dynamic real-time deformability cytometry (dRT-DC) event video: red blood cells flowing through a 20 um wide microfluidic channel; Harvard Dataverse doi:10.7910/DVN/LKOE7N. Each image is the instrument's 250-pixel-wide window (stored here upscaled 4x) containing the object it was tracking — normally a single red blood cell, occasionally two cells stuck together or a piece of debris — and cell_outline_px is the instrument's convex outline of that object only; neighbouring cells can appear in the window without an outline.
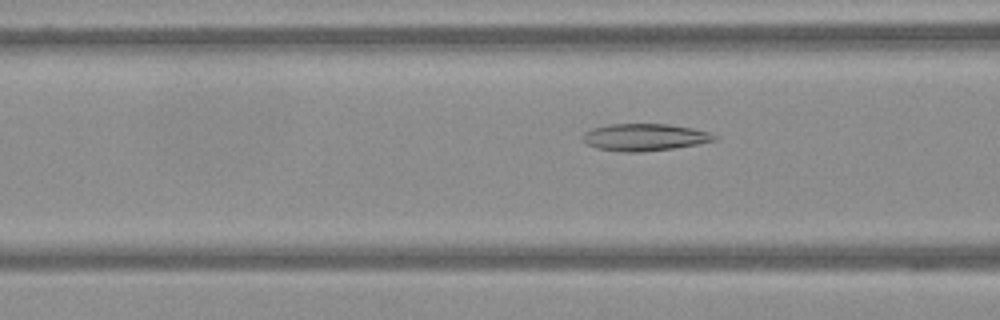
{"species": "Egyptian fruit bat (a non-hibernating species)", "species_latin": "Rousettus aegyptiacus", "temperature_condition": "warm", "stored_images_in_passage": 55, "camera_frame_rate_fps": 3000, "um_per_image_px": 0.085, "frame": {"image": 1, "passage_image": 18, "time_ms": 5.667, "image_size_px": [1000, 320], "cell_outline_px": [[720, 136], [716, 140], [696, 144], [672, 148], [640, 152], [624, 152], [596, 148], [580, 140], [580, 136], [584, 132], [592, 128], [608, 124], [668, 124], [692, 128], [708, 132]], "centroid_in_image_um": [54.74, 11.66], "position_along_channel_um": 111.9, "area_um2": 20.87}}
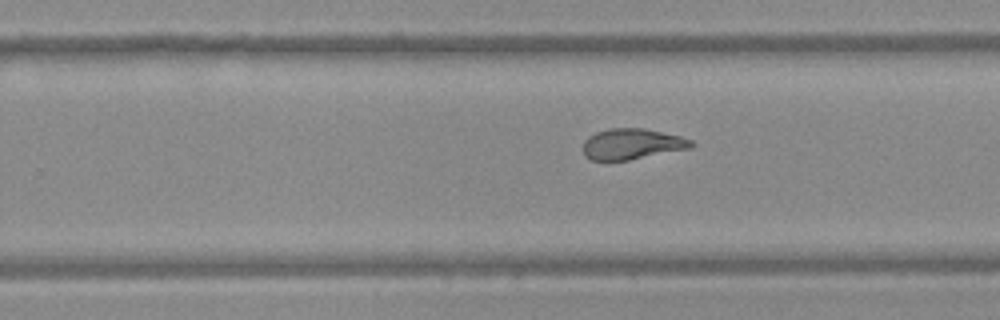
{"frame": {"image": 2, "passage_image": 33, "time_ms": 10.667, "image_size_px": [1000, 320], "cell_outline_px": [[696, 144], [692, 148], [628, 160], [592, 160], [584, 156], [584, 140], [588, 136], [596, 132], [608, 128], [644, 128], [680, 136], [692, 140]], "centroid_in_image_um": [53.73, 12.23], "position_along_channel_um": 276.1, "area_um2": 19.48}}
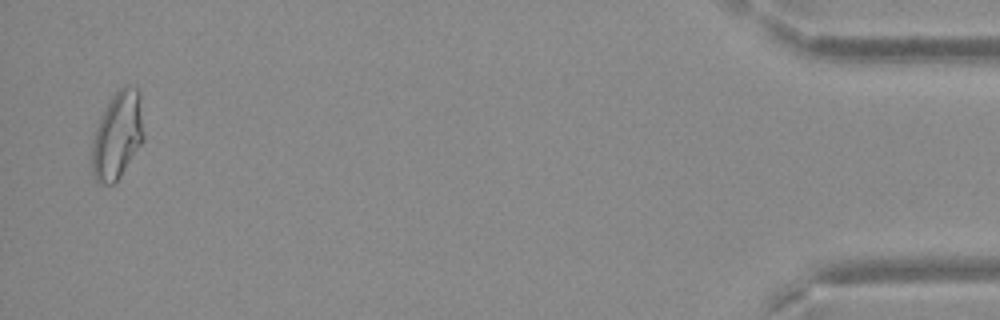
{"frame": {"image": 3, "passage_image": 54, "time_ms": 17.667, "image_size_px": [1000, 320], "cell_outline_px": [[144, 140], [120, 176], [112, 184], [100, 184], [92, 176], [92, 144], [96, 128], [104, 108], [112, 96], [124, 84], [128, 84], [136, 88], [140, 92], [144, 136]], "centroid_in_image_um": [9.99, 11.48], "position_along_channel_um": 425.2, "area_um2": 26.41}}